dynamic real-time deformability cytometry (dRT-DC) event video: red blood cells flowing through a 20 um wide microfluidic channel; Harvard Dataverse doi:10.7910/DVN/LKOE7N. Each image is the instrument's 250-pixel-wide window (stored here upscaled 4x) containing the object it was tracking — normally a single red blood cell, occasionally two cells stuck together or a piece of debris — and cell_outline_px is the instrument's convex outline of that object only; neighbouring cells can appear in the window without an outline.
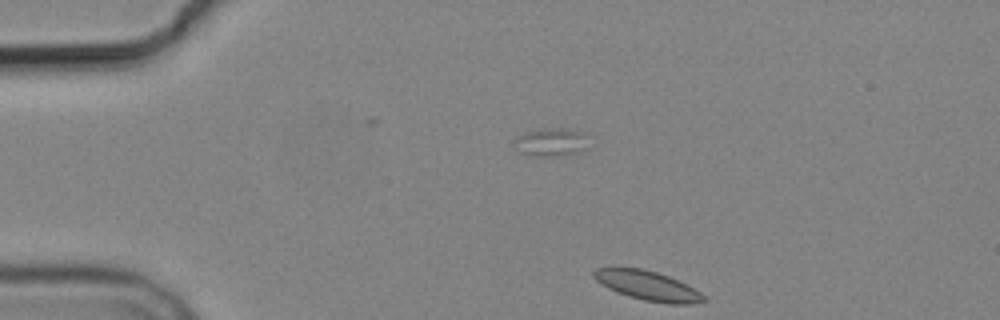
{"species": "common noctule bat (a hibernating species)", "species_latin": "Nyctalus noctula", "temperature_condition": "cold", "stored_images_in_passage": 4, "camera_frame_rate_fps": 3000, "um_per_image_px": 0.085, "animal": {"sex": "male", "body_mass_g": 19.2, "forearm_length_mm": 51.8}, "frame": {"image": 1, "passage_image": 1, "time_ms": 0.0, "image_size_px": [1000, 320], "cell_outline_px": [[708, 300], [696, 304], [668, 304], [644, 300], [628, 296], [616, 292], [608, 288], [596, 280], [592, 276], [592, 272], [596, 268], [612, 264], [644, 268], [668, 276], [700, 292]], "centroid_in_image_um": [54.95, 24.23], "position_along_channel_um": 30.0, "area_um2": 19.42}}